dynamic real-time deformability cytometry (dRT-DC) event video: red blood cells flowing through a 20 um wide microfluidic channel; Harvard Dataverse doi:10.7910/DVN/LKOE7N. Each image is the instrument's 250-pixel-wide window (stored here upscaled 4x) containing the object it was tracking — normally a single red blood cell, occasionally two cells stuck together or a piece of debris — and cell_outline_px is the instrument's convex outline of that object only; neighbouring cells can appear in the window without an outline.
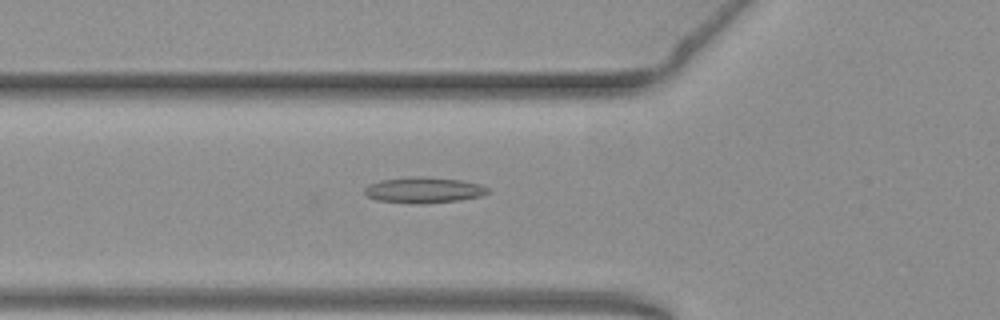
{"species": "common noctule bat (a hibernating species)", "species_latin": "Nyctalus noctula", "temperature_condition": "warm", "stored_images_in_passage": 39, "camera_frame_rate_fps": 3000, "um_per_image_px": 0.085, "animal": {"sex": "female", "body_mass_g": 19.3, "forearm_length_mm": 54.1}, "frame": {"image": 1, "passage_image": 4, "time_ms": 1.0, "image_size_px": [1000, 320], "cell_outline_px": [[488, 192], [480, 196], [460, 200], [420, 204], [376, 200], [368, 196], [364, 192], [364, 188], [368, 184], [380, 180], [412, 176], [424, 176], [460, 180], [480, 184], [488, 188]], "centroid_in_image_um": [35.98, 16.15], "position_along_channel_um": 89.8, "area_um2": 18.55}}
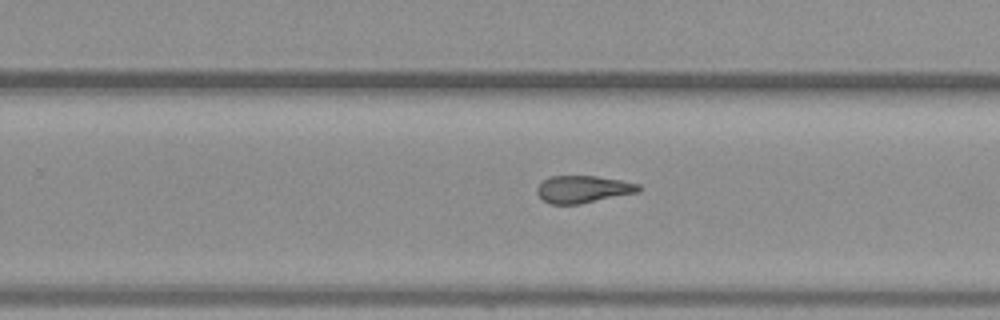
{"frame": {"image": 2, "passage_image": 19, "time_ms": 6.0, "image_size_px": [1000, 320], "cell_outline_px": [[640, 192], [580, 204], [548, 204], [536, 192], [536, 188], [548, 176], [596, 176], [620, 180], [640, 184]], "centroid_in_image_um": [49.57, 16.09], "position_along_channel_um": 280.2, "area_um2": 16.18}}
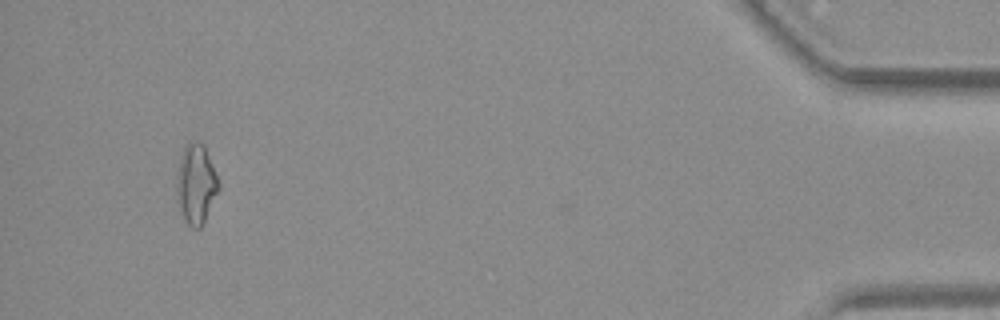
{"frame": {"image": 3, "passage_image": 36, "time_ms": 11.667, "image_size_px": [1000, 320], "cell_outline_px": [[220, 188], [200, 228], [192, 228], [184, 220], [176, 200], [176, 176], [180, 156], [184, 148], [188, 144], [204, 144], [220, 184]], "centroid_in_image_um": [16.64, 15.68], "position_along_channel_um": 418.6, "area_um2": 19.31}, "authors_computed_cell_mechanics": {"area_um2": 16.8776, "velocity_mm_per_s": 3.8065, "shape_relaxation_time_tau1_ms": null, "shape_relaxation_time_tau2_ms": 2.9477, "deformation_change_tau1": null, "deformation_change_tau2": 0.1288}}